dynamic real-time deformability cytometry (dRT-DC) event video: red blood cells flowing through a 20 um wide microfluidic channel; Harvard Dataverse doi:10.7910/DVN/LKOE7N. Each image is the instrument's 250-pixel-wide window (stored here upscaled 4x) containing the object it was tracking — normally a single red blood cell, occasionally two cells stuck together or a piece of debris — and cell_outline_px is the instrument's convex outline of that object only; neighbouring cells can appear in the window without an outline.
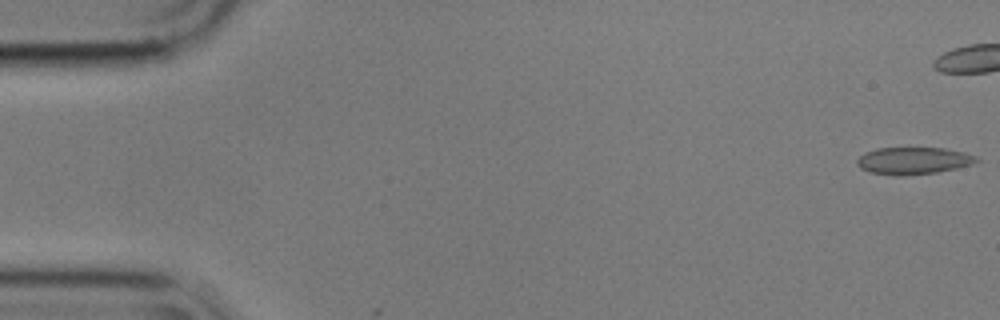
{"species": "common noctule bat (a hibernating species)", "species_latin": "Nyctalus noctula", "temperature_condition": "cold", "stored_images_in_passage": 3, "camera_frame_rate_fps": 3000, "um_per_image_px": 0.085, "animal": {"sex": "male", "body_mass_g": 17.9}, "frame": {"image": 1, "passage_image": 1, "time_ms": 0.0, "image_size_px": [1000, 320], "cell_outline_px": [[980, 160], [972, 164], [956, 168], [936, 172], [900, 176], [872, 172], [860, 168], [856, 164], [856, 160], [864, 152], [876, 148], [944, 148], [964, 152], [976, 156]], "centroid_in_image_um": [77.62, 13.65], "position_along_channel_um": 7.4, "area_um2": 18.79}}